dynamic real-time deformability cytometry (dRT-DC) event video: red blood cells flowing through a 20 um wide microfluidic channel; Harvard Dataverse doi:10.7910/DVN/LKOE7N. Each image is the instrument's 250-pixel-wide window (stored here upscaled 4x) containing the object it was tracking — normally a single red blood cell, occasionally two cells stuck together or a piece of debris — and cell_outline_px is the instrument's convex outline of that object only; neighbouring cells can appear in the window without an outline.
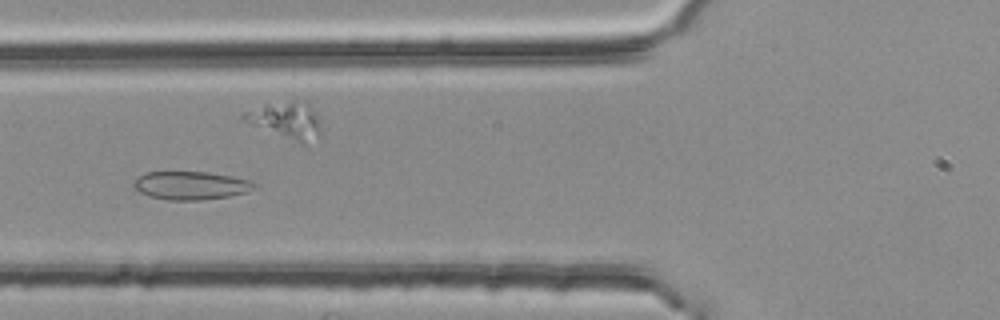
{"species": "common noctule bat (a hibernating species)", "species_latin": "Nyctalus noctula", "temperature_condition": "room temperature", "stored_images_in_passage": 7, "camera_frame_rate_fps": 3000, "um_per_image_px": 0.085, "animal": {"sex": "female", "body_mass_g": 25.1}, "frame": {"image": 1, "passage_image": 4, "time_ms": 1.0, "image_size_px": [1000, 320], "cell_outline_px": [[260, 184], [256, 188], [248, 192], [228, 196], [200, 200], [168, 200], [152, 196], [140, 192], [132, 184], [144, 172], [208, 172], [232, 176], [252, 180]], "centroid_in_image_um": [16.31, 15.76], "position_along_channel_um": 109.5, "area_um2": 19.88}}